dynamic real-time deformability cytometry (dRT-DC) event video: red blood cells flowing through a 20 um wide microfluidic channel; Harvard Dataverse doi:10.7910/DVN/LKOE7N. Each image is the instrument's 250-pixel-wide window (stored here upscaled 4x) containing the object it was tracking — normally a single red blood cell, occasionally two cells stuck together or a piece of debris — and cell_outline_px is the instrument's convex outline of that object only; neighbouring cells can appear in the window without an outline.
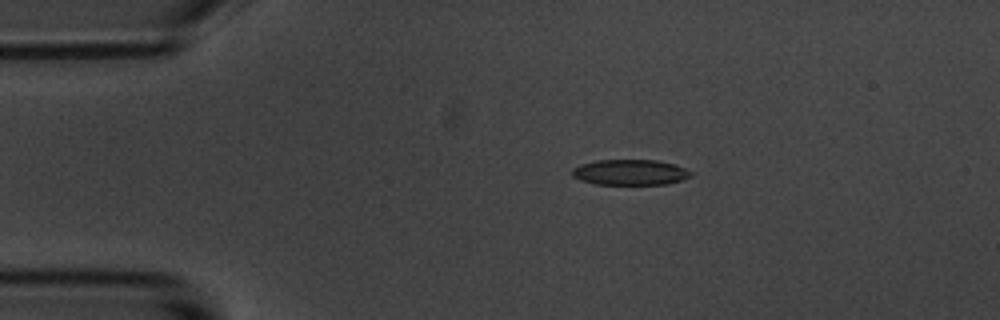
{"species": "common noctule bat (a hibernating species)", "species_latin": "Nyctalus noctula", "temperature_condition": "room temperature", "stored_images_in_passage": 7, "camera_frame_rate_fps": 3000, "um_per_image_px": 0.085, "animal": {"sex": "male", "body_mass_g": 20.1, "forearm_length_mm": 53.5}, "frame": {"image": 1, "passage_image": 2, "time_ms": 1.333, "image_size_px": [1000, 320], "cell_outline_px": [[692, 176], [680, 180], [664, 184], [596, 184], [580, 180], [572, 176], [572, 168], [580, 164], [596, 160], [656, 160], [676, 164], [692, 172]], "centroid_in_image_um": [53.54, 14.63], "position_along_channel_um": 31.5, "area_um2": 17.69}}
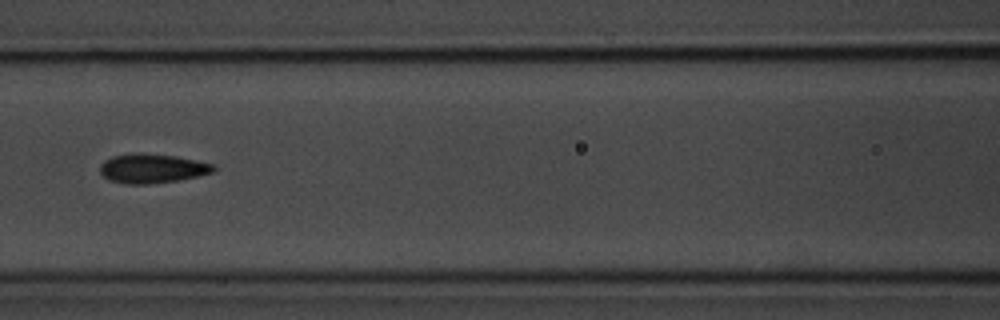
{"frame": {"image": 2, "passage_image": 6, "time_ms": 6.0, "image_size_px": [1000, 320], "cell_outline_px": [[216, 168], [212, 172], [196, 176], [176, 180], [148, 184], [124, 184], [108, 180], [100, 172], [100, 164], [104, 160], [112, 156], [136, 152], [176, 156], [196, 160], [212, 164]], "centroid_in_image_um": [12.87, 14.31], "position_along_channel_um": 153.7, "area_um2": 19.31}}
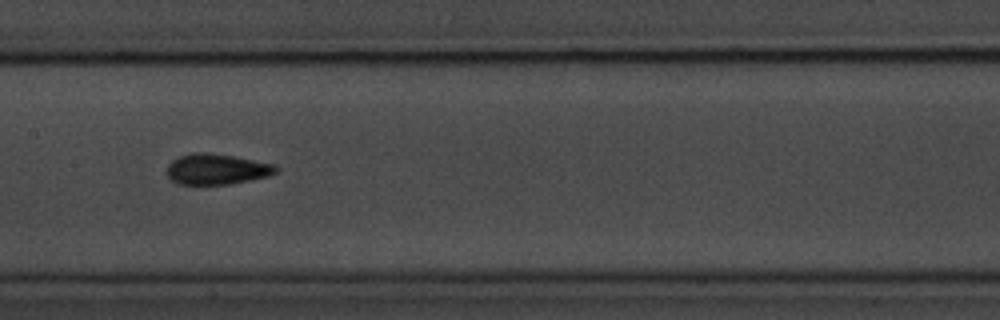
{"frame": {"image": 3, "passage_image": 7, "time_ms": 7.0, "image_size_px": [1000, 320], "cell_outline_px": [[280, 168], [276, 172], [268, 176], [252, 180], [232, 184], [176, 184], [168, 176], [168, 164], [172, 160], [180, 156], [192, 152], [208, 152], [236, 156], [276, 164]], "centroid_in_image_um": [18.46, 14.37], "position_along_channel_um": 188.9, "area_um2": 19.77}}